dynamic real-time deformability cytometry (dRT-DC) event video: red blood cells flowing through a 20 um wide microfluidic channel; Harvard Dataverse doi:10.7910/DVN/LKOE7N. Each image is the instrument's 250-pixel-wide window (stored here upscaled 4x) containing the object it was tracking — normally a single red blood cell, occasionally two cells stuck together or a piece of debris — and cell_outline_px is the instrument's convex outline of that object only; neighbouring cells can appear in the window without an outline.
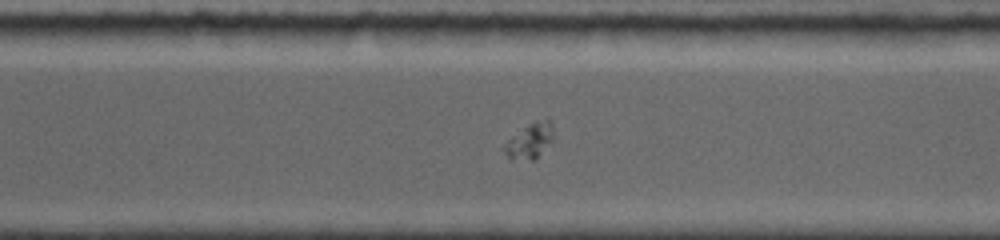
{"species": "common noctule bat (a hibernating species)", "species_latin": "Nyctalus noctula", "temperature_condition": "room temperature", "stored_images_in_passage": 60, "camera_frame_rate_fps": 5000, "um_per_image_px": 0.085, "animal": {"sex": "female", "body_mass_g": 19.0, "forearm_length_mm": 56.7}, "frame": {"image": 1, "passage_image": 35, "time_ms": 7.0, "image_size_px": [1000, 240], "cell_outline_px": [[552, 140], [536, 160], [512, 160], [500, 148], [512, 136], [528, 124], [548, 116], [552, 120]], "centroid_in_image_um": [45.03, 11.97], "position_along_channel_um": 325.6, "area_um2": 10.35}}
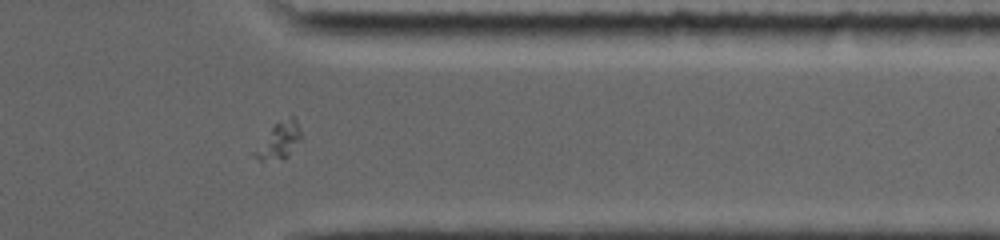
{"frame": {"image": 2, "passage_image": 43, "time_ms": 8.6, "image_size_px": [1000, 240], "cell_outline_px": [[304, 136], [288, 156], [284, 160], [260, 160], [252, 156], [248, 152], [276, 124], [292, 116], [296, 120]], "centroid_in_image_um": [23.67, 12.01], "position_along_channel_um": 387.7, "area_um2": 10.17}}